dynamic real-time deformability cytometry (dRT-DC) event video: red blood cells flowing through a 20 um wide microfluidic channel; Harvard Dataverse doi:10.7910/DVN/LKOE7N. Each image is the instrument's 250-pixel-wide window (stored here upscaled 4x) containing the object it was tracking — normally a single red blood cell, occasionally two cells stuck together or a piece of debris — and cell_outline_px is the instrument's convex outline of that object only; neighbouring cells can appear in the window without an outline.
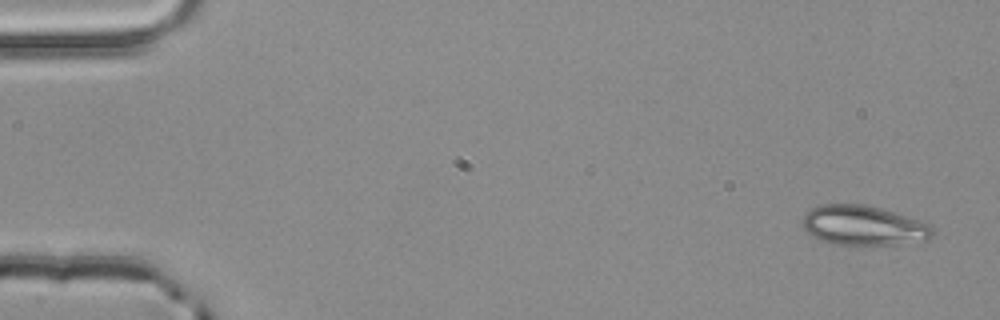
{"species": "common noctule bat (a hibernating species)", "species_latin": "Nyctalus noctula", "temperature_condition": "room temperature", "stored_images_in_passage": 5, "camera_frame_rate_fps": 3000, "um_per_image_px": 0.085, "animal": {"sex": "male", "body_mass_g": 20.4}, "frame": {"image": 1, "passage_image": 1, "time_ms": 0.0, "image_size_px": [1000, 320], "cell_outline_px": [[936, 236], [928, 240], [900, 244], [832, 244], [820, 240], [812, 236], [800, 224], [800, 220], [804, 212], [812, 208], [824, 204], [864, 204], [880, 208], [908, 216], [928, 224], [936, 232]], "centroid_in_image_um": [73.38, 19.16], "position_along_channel_um": 11.6, "area_um2": 30.4}}
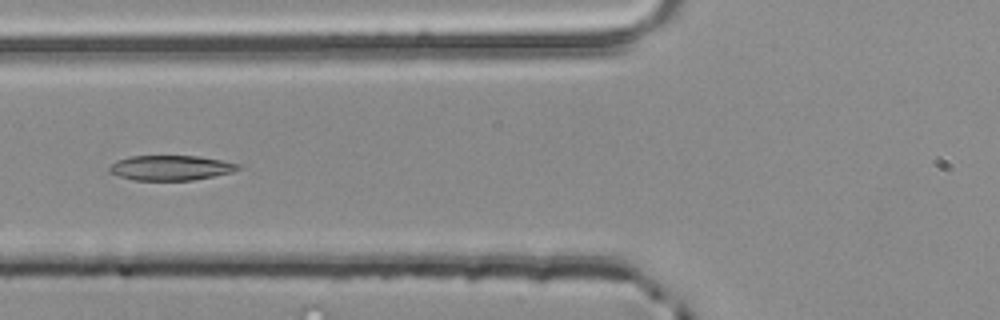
{"frame": {"image": 2, "passage_image": 5, "time_ms": 1.333, "image_size_px": [1000, 320], "cell_outline_px": [[240, 168], [232, 172], [192, 180], [132, 180], [108, 172], [108, 168], [116, 160], [128, 156], [200, 156], [240, 164]], "centroid_in_image_um": [14.47, 14.26], "position_along_channel_um": 111.3, "area_um2": 18.67}}